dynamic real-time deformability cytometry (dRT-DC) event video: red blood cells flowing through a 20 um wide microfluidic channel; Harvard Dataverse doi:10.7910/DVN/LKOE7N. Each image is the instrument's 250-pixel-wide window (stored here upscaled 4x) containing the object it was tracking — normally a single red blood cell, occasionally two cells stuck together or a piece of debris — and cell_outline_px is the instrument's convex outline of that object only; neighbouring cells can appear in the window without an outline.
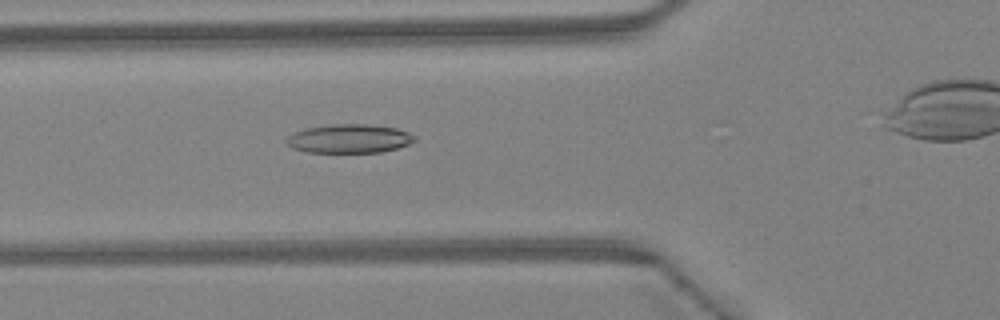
{"species": "Egyptian fruit bat (a non-hibernating species)", "species_latin": "Rousettus aegyptiacus", "temperature_condition": "warm", "stored_images_in_passage": 40, "camera_frame_rate_fps": 3000, "um_per_image_px": 0.085, "animal": {"sex": "female"}, "frame": {"image": 1, "passage_image": 17, "time_ms": 5.333, "image_size_px": [1000, 320], "cell_outline_px": [[416, 140], [408, 144], [396, 148], [380, 152], [308, 152], [292, 148], [284, 140], [292, 132], [308, 128], [332, 124], [364, 124], [396, 128], [408, 132], [416, 136]], "centroid_in_image_um": [29.67, 11.78], "position_along_channel_um": 96.1, "area_um2": 21.39}}
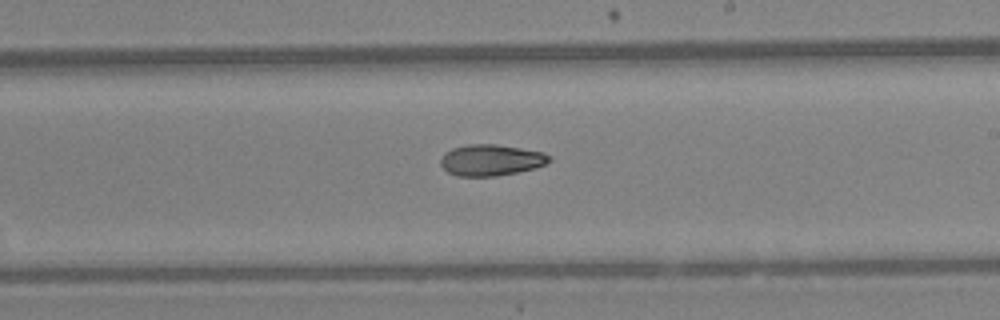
{"frame": {"image": 2, "passage_image": 27, "time_ms": 8.667, "image_size_px": [1000, 320], "cell_outline_px": [[552, 160], [536, 168], [496, 176], [456, 176], [448, 172], [440, 164], [440, 160], [444, 152], [452, 148], [468, 144], [496, 144], [544, 152], [552, 156]], "centroid_in_image_um": [41.74, 13.6], "position_along_channel_um": 247.3, "area_um2": 19.88}}
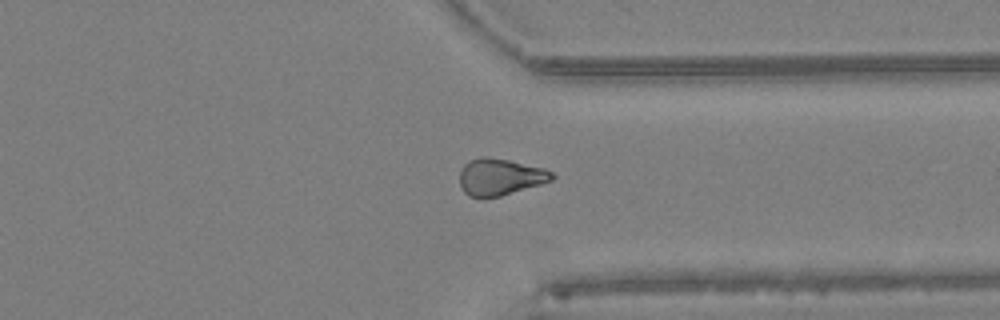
{"frame": {"image": 3, "passage_image": 35, "time_ms": 11.333, "image_size_px": [1000, 320], "cell_outline_px": [[556, 176], [552, 180], [540, 184], [500, 196], [468, 196], [464, 192], [460, 184], [460, 172], [464, 164], [468, 160], [480, 156], [488, 156], [508, 160], [544, 168], [552, 172]], "centroid_in_image_um": [42.49, 15.01], "position_along_channel_um": 368.9, "area_um2": 19.59}}